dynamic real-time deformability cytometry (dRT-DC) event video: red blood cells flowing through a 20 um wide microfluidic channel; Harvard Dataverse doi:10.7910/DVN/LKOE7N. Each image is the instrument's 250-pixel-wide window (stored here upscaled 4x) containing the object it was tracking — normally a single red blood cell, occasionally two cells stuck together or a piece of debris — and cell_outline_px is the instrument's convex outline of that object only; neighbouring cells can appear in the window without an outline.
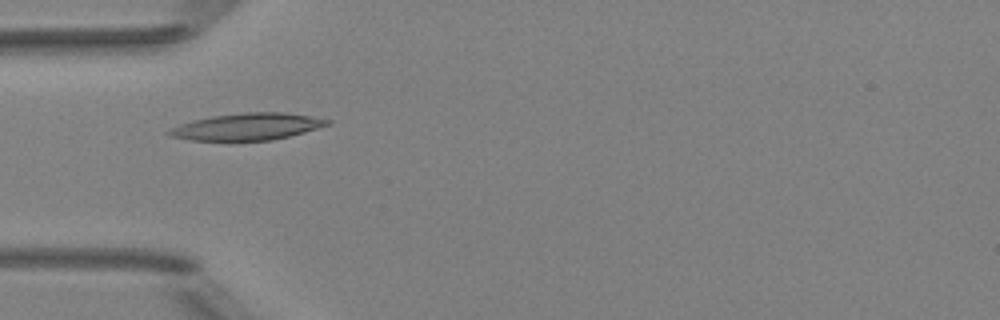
{"species": "Egyptian fruit bat (a non-hibernating species)", "species_latin": "Rousettus aegyptiacus", "temperature_condition": "room temperature", "stored_images_in_passage": 8, "camera_frame_rate_fps": 3000, "um_per_image_px": 0.085, "animal": {"sex": "female"}, "frame": {"image": 1, "passage_image": 4, "time_ms": 4.333, "image_size_px": [1000, 320], "cell_outline_px": [[332, 124], [304, 132], [272, 140], [192, 140], [168, 136], [164, 132], [180, 124], [212, 116], [244, 112], [280, 112], [308, 116], [332, 120]], "centroid_in_image_um": [21.02, 10.76], "position_along_channel_um": 64.0, "area_um2": 24.51}}
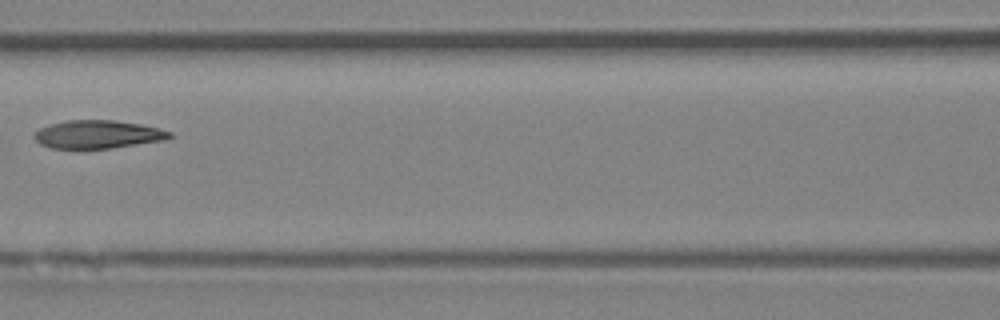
{"frame": {"image": 2, "passage_image": 6, "time_ms": 6.667, "image_size_px": [1000, 320], "cell_outline_px": [[172, 136], [164, 140], [112, 148], [52, 148], [40, 144], [32, 136], [40, 128], [48, 124], [68, 120], [116, 120], [140, 124], [172, 132]], "centroid_in_image_um": [8.29, 11.41], "position_along_channel_um": 158.3, "area_um2": 22.08}}
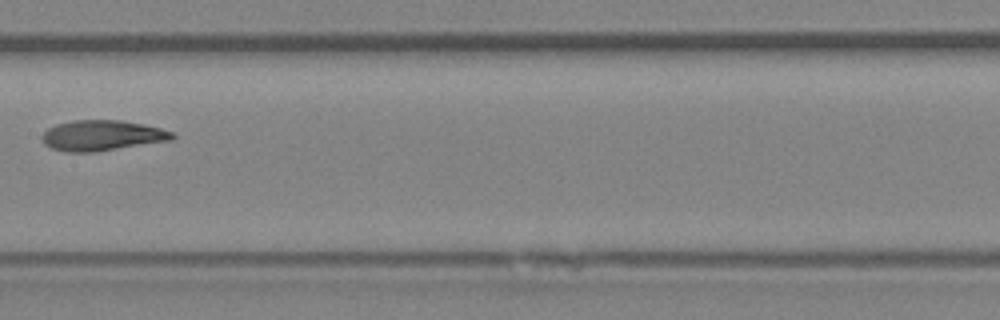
{"frame": {"image": 3, "passage_image": 7, "time_ms": 7.667, "image_size_px": [1000, 320], "cell_outline_px": [[176, 136], [172, 140], [92, 152], [64, 152], [52, 148], [44, 144], [40, 140], [40, 136], [48, 128], [56, 124], [72, 120], [120, 120], [144, 124], [176, 132]], "centroid_in_image_um": [8.66, 11.51], "position_along_channel_um": 198.7, "area_um2": 23.29}}